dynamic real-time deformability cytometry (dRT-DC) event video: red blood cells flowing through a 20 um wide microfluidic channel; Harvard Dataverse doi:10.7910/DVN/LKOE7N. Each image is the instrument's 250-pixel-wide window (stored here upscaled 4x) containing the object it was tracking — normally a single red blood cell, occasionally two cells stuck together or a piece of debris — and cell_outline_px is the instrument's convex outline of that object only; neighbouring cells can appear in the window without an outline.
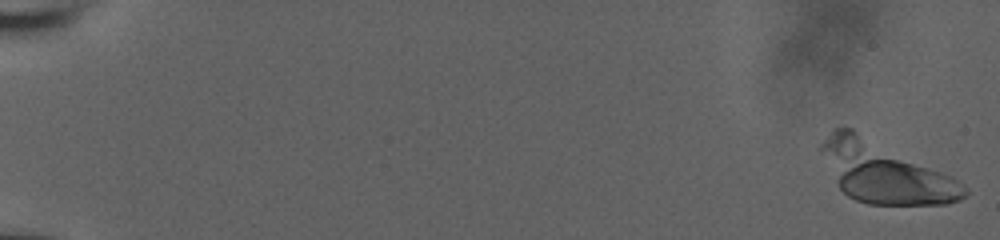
{"species": "human", "species_latin": "Homo sapiens", "temperature_condition": "room temperature", "stored_images_in_passage": 44, "camera_frame_rate_fps": 3000, "um_per_image_px": 0.085, "donor": {"sex": "male"}, "frame": {"image": 1, "passage_image": 1, "time_ms": 0.0, "image_size_px": [1000, 240], "cell_outline_px": [[968, 192], [960, 200], [948, 204], [868, 204], [856, 200], [848, 196], [840, 188], [820, 148], [820, 144], [832, 128], [852, 128], [964, 184], [968, 188]], "centroid_in_image_um": [75.2, 14.66], "position_along_channel_um": 9.8, "area_um2": 49.19}}
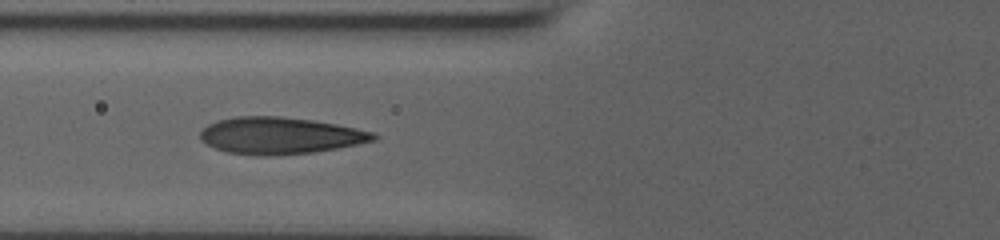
{"frame": {"image": 2, "passage_image": 17, "time_ms": 5.333, "image_size_px": [1000, 240], "cell_outline_px": [[380, 136], [376, 140], [336, 148], [312, 152], [272, 156], [260, 156], [228, 152], [216, 148], [200, 140], [200, 132], [208, 124], [216, 120], [236, 116], [280, 116], [312, 120], [336, 124], [356, 128], [372, 132]], "centroid_in_image_um": [23.79, 11.52], "position_along_channel_um": 102.0, "area_um2": 37.11}}
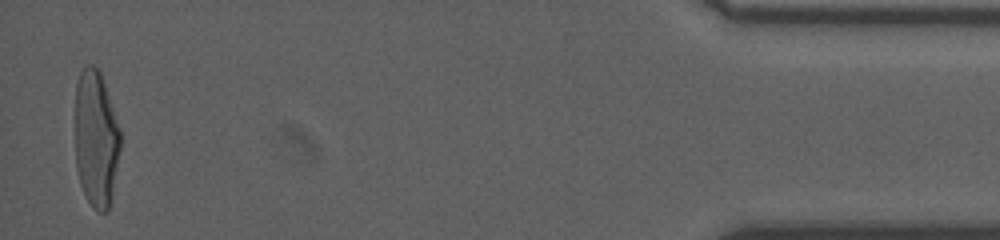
{"frame": {"image": 3, "passage_image": 44, "time_ms": 14.333, "image_size_px": [1000, 240], "cell_outline_px": [[120, 148], [112, 192], [108, 208], [104, 212], [100, 212], [92, 208], [80, 184], [76, 168], [76, 84], [80, 72], [88, 64], [92, 64], [100, 72], [120, 128]], "centroid_in_image_um": [8.15, 11.79], "position_along_channel_um": 427.0, "area_um2": 35.6}}